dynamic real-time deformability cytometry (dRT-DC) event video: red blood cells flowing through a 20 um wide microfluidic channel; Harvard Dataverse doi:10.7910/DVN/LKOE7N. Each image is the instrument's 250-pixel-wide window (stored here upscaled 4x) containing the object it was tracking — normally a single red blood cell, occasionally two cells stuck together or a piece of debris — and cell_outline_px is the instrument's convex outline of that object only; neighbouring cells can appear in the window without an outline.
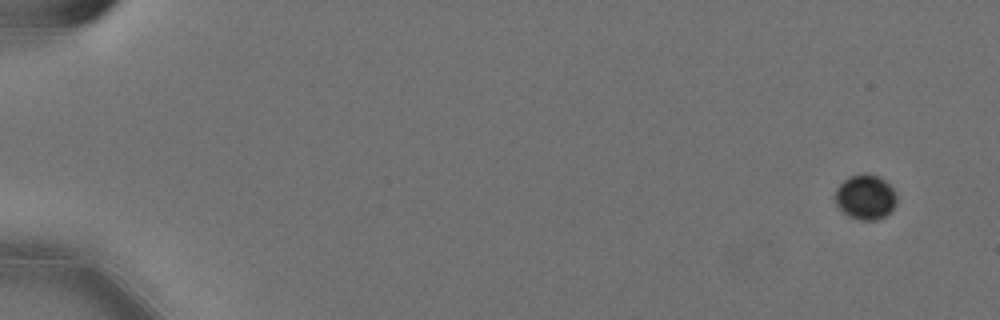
{"species": "Egyptian fruit bat (a non-hibernating species)", "species_latin": "Rousettus aegyptiacus", "temperature_condition": "cold", "stored_images_in_passage": 13, "camera_frame_rate_fps": 3000, "um_per_image_px": 0.085, "animal": {"sex": "female"}, "frame": {"image": 1, "passage_image": 1, "time_ms": 0.0, "image_size_px": [1000, 320], "cell_outline_px": [[896, 204], [884, 216], [876, 220], [860, 220], [848, 216], [836, 204], [836, 188], [848, 176], [864, 172], [880, 176], [896, 192]], "centroid_in_image_um": [73.56, 16.72], "position_along_channel_um": 11.4, "area_um2": 16.07}}